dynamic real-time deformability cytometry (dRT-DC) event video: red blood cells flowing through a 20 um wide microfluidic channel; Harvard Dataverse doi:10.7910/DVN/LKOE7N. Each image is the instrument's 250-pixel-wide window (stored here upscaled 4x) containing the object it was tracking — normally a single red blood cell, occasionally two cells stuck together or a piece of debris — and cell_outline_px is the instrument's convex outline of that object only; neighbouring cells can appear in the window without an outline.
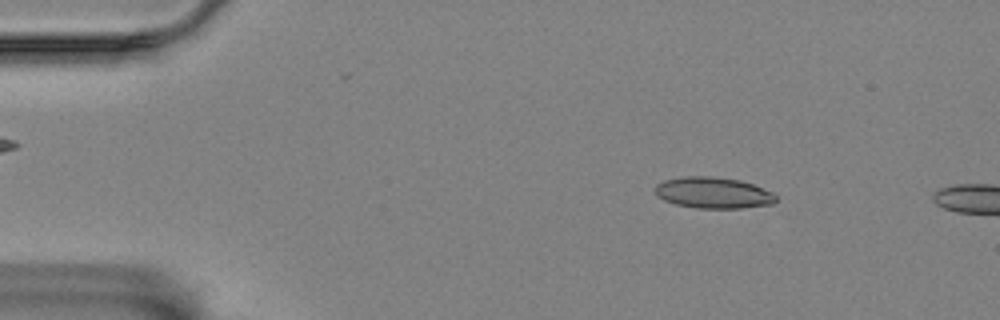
{"species": "Egyptian fruit bat (a non-hibernating species)", "species_latin": "Rousettus aegyptiacus", "temperature_condition": "room temperature", "stored_images_in_passage": 17, "camera_frame_rate_fps": 3000, "um_per_image_px": 0.085, "animal": {"sex": "female"}, "frame": {"image": 1, "passage_image": 8, "time_ms": 2.333, "image_size_px": [1000, 320], "cell_outline_px": [[776, 200], [772, 204], [740, 208], [696, 208], [676, 204], [664, 200], [656, 196], [656, 184], [664, 180], [684, 176], [716, 176], [740, 180], [752, 184], [772, 192], [776, 196]], "centroid_in_image_um": [60.61, 16.38], "position_along_channel_um": 24.4, "area_um2": 21.96}}